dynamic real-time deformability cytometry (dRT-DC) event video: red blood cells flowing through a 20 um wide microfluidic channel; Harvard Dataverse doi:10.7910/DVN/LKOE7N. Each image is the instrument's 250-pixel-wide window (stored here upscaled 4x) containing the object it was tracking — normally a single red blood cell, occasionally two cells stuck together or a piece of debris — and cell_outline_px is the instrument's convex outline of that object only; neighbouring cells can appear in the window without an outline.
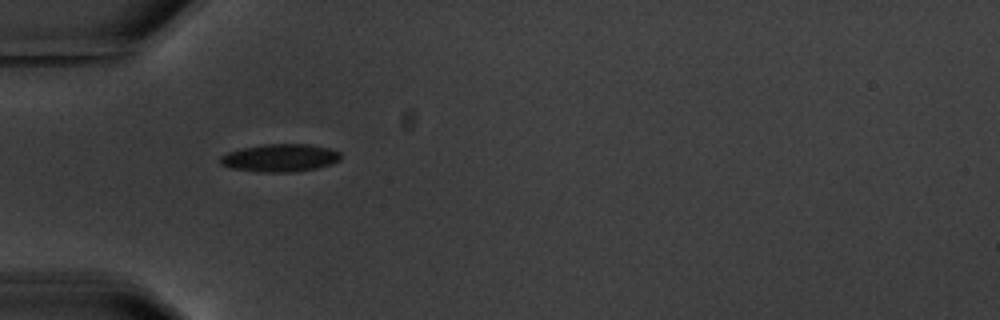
{"species": "common noctule bat (a hibernating species)", "species_latin": "Nyctalus noctula", "temperature_condition": "warm", "stored_images_in_passage": 1, "camera_frame_rate_fps": 3000, "um_per_image_px": 0.085, "animal": {"sex": "male", "body_mass_g": 20.1, "forearm_length_mm": 53.5}, "frame": {"image": 1, "passage_image": 1, "time_ms": 0.0, "image_size_px": [1000, 320], "cell_outline_px": [[340, 160], [332, 164], [316, 168], [292, 172], [256, 172], [228, 168], [220, 164], [220, 156], [228, 152], [244, 148], [264, 144], [308, 144], [328, 148], [340, 152]], "centroid_in_image_um": [23.78, 13.43], "position_along_channel_um": 61.2, "area_um2": 19.54}}